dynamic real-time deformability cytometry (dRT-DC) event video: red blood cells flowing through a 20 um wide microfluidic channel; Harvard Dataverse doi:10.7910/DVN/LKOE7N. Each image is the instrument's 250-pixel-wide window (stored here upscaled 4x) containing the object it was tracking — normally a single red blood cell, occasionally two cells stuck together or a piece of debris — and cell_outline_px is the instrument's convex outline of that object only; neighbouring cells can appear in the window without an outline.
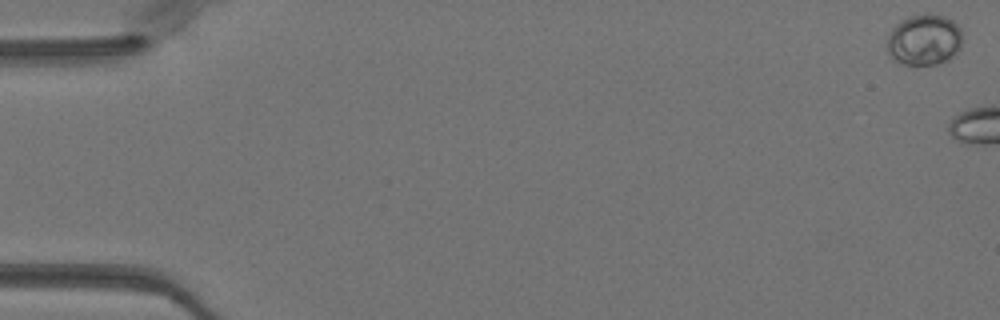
{"species": "Egyptian fruit bat (a non-hibernating species)", "species_latin": "Rousettus aegyptiacus", "temperature_condition": "warm", "stored_images_in_passage": 5, "camera_frame_rate_fps": 3000, "um_per_image_px": 0.085, "animal": {"sex": "female"}, "frame": {"image": 1, "passage_image": 1, "time_ms": 0.0, "image_size_px": [1000, 320], "cell_outline_px": [[960, 48], [956, 56], [936, 64], [904, 64], [892, 60], [888, 52], [888, 36], [892, 28], [896, 24], [908, 16], [928, 12], [944, 16], [952, 20], [960, 28]], "centroid_in_image_um": [78.55, 3.37], "position_along_channel_um": 6.5, "area_um2": 22.48}}